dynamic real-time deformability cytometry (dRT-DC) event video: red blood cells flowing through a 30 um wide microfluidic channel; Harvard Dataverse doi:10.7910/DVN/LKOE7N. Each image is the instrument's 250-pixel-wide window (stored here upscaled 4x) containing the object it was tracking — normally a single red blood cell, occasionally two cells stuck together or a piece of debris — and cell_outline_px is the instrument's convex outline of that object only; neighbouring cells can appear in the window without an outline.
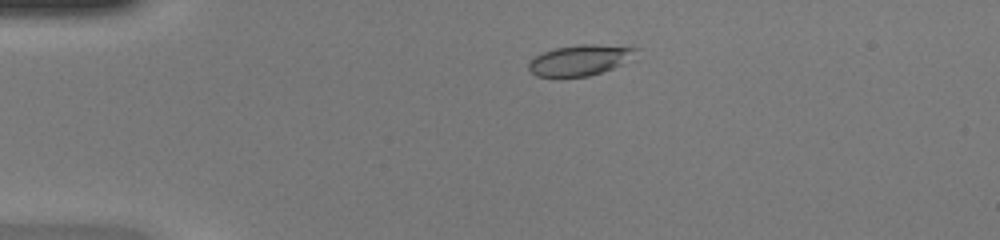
{"species": "common noctule bat (a hibernating species)", "species_latin": "Nyctalus noctula", "temperature_condition": "warm", "stored_images_in_passage": 46, "camera_frame_rate_fps": 3000, "um_per_image_px": 0.085, "animal": {"sex": "female", "body_mass_g": 20.0, "forearm_length_mm": 54.0}, "frame": {"image": 1, "passage_image": 8, "time_ms": 2.333, "image_size_px": [1000, 240], "cell_outline_px": [[640, 48], [620, 64], [612, 68], [588, 76], [560, 80], [552, 80], [536, 76], [528, 68], [528, 64], [536, 56], [544, 52], [556, 48], [580, 44], [592, 44]], "centroid_in_image_um": [49.17, 5.17], "position_along_channel_um": 35.8, "area_um2": 19.31}}
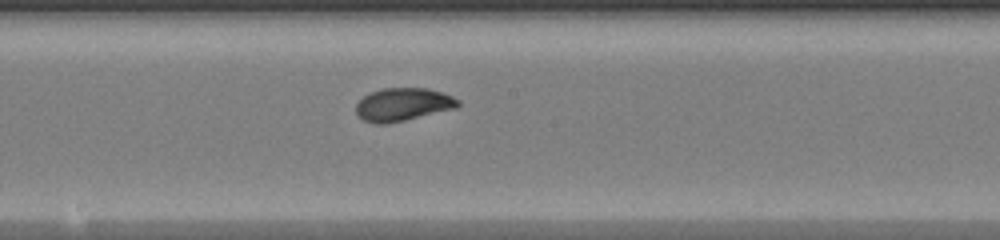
{"frame": {"image": 2, "passage_image": 24, "time_ms": 7.667, "image_size_px": [1000, 240], "cell_outline_px": [[460, 104], [456, 108], [388, 124], [376, 124], [364, 120], [356, 116], [356, 104], [364, 96], [372, 92], [384, 88], [428, 88], [452, 96], [460, 100]], "centroid_in_image_um": [34.24, 8.89], "position_along_channel_um": 214.0, "area_um2": 19.59}}
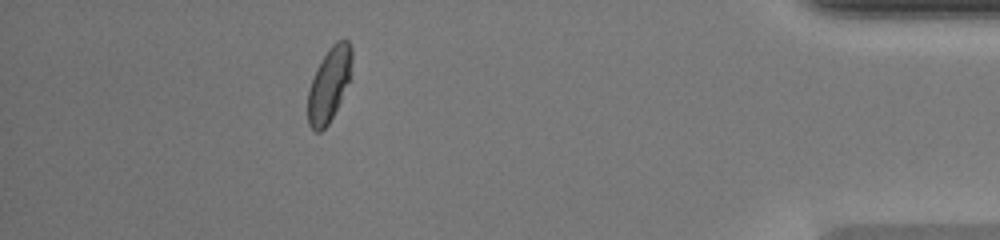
{"frame": {"image": 3, "passage_image": 41, "time_ms": 13.333, "image_size_px": [1000, 240], "cell_outline_px": [[352, 60], [348, 80], [340, 100], [328, 124], [320, 132], [316, 132], [308, 124], [308, 88], [316, 68], [328, 48], [336, 40], [348, 40], [352, 48]], "centroid_in_image_um": [27.95, 7.14], "position_along_channel_um": 407.3, "area_um2": 18.73}, "authors_computed_cell_mechanics": {"area_um2": 19.363, "velocity_mm_per_s": 4.2495, "shape_relaxation_time_tau1_ms": 3.509, "shape_relaxation_time_tau2_ms": null, "deformation_change_tau1": 0.1599, "deformation_change_tau2": null}}